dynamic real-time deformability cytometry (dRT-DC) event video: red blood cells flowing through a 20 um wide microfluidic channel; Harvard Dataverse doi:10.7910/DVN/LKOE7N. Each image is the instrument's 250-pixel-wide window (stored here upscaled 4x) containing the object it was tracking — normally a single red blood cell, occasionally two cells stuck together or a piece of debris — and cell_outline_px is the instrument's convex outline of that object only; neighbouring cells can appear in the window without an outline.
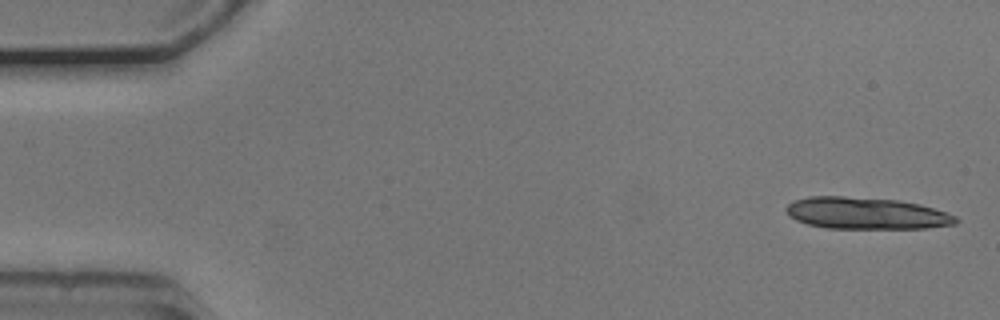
{"species": "common noctule bat (a hibernating species)", "species_latin": "Nyctalus noctula", "temperature_condition": "cold", "stored_images_in_passage": 15, "camera_frame_rate_fps": 3000, "um_per_image_px": 0.085, "animal": {"sex": "male", "body_mass_g": 20.5, "forearm_length_mm": 52.5}, "frame": {"image": 1, "passage_image": 1, "time_ms": 0.0, "image_size_px": [1000, 320], "cell_outline_px": [[960, 220], [956, 224], [928, 228], [824, 228], [808, 224], [796, 220], [788, 216], [784, 208], [792, 200], [808, 196], [844, 196], [900, 200], [920, 204], [956, 216]], "centroid_in_image_um": [73.59, 18.12], "position_along_channel_um": 11.4, "area_um2": 31.67}}